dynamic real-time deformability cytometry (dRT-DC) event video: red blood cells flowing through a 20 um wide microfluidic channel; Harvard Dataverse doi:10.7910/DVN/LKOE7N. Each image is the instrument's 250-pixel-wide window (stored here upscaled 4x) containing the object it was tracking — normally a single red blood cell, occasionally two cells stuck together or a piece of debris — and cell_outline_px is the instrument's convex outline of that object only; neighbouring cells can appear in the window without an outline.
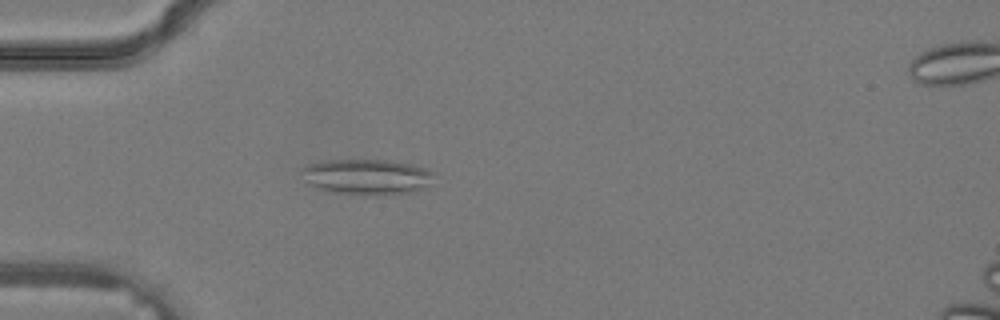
{"species": "common noctule bat (a hibernating species)", "species_latin": "Nyctalus noctula", "temperature_condition": "warm", "stored_images_in_passage": 35, "camera_frame_rate_fps": 3000, "um_per_image_px": 0.085, "animal": {"sex": "male", "body_mass_g": 19.2, "forearm_length_mm": 51.8}, "frame": {"image": 1, "passage_image": 10, "time_ms": 3.0, "image_size_px": [1000, 320], "cell_outline_px": [[432, 172], [428, 184], [416, 192], [376, 196], [336, 192], [316, 188], [308, 184], [300, 168], [308, 164], [324, 160], [388, 160], [412, 164], [424, 168]], "centroid_in_image_um": [31.15, 15.03], "position_along_channel_um": 53.9, "area_um2": 27.34}}
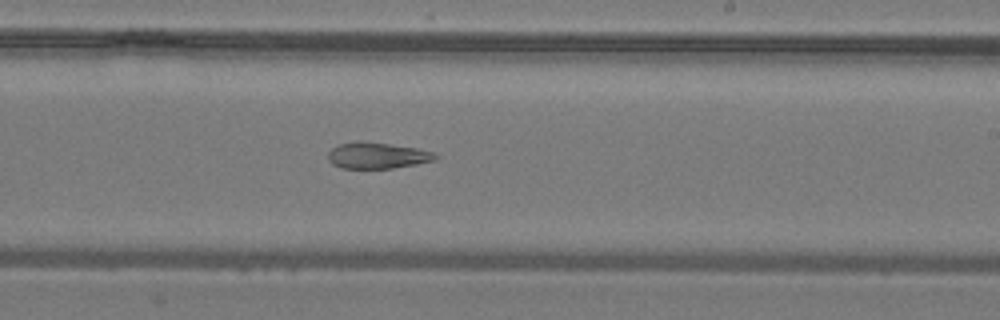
{"frame": {"image": 2, "passage_image": 21, "time_ms": 6.667, "image_size_px": [1000, 320], "cell_outline_px": [[440, 156], [436, 160], [416, 164], [392, 168], [340, 168], [332, 164], [328, 160], [328, 152], [332, 148], [340, 144], [360, 140], [416, 148], [432, 152]], "centroid_in_image_um": [32.05, 13.22], "position_along_channel_um": 257.0, "area_um2": 16.36}}
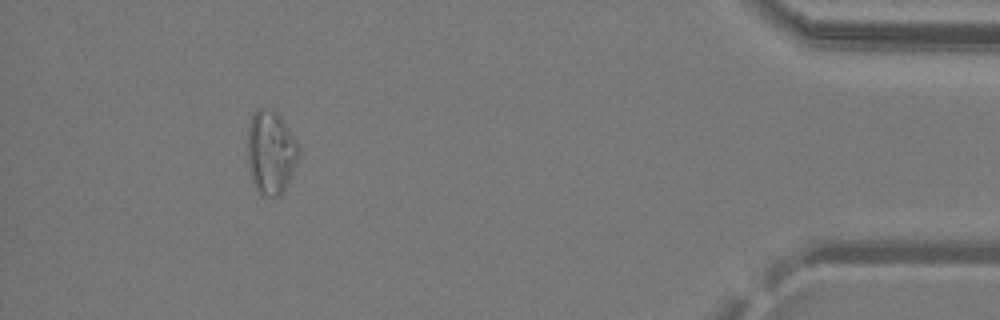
{"frame": {"image": 3, "passage_image": 32, "time_ms": 10.333, "image_size_px": [1000, 320], "cell_outline_px": [[300, 152], [296, 164], [284, 188], [276, 196], [264, 196], [256, 188], [252, 180], [248, 164], [248, 124], [252, 112], [256, 108], [268, 108], [276, 112], [280, 116], [296, 140], [300, 148]], "centroid_in_image_um": [23.0, 12.89], "position_along_channel_um": 412.2, "area_um2": 24.74}}